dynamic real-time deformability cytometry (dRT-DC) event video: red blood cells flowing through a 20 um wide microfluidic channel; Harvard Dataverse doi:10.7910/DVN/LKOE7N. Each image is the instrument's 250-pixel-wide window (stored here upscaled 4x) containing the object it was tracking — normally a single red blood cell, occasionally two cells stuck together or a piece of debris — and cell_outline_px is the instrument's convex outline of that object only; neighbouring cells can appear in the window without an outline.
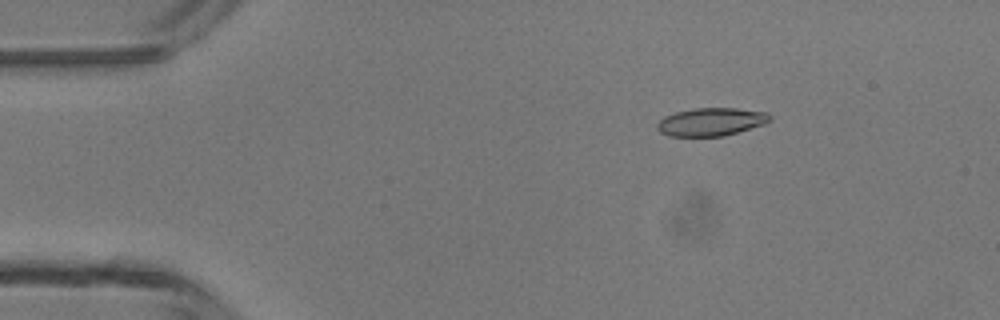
{"species": "common noctule bat (a hibernating species)", "species_latin": "Nyctalus noctula", "temperature_condition": "room temperature", "stored_images_in_passage": 4, "camera_frame_rate_fps": 3000, "um_per_image_px": 0.085, "animal": {"sex": "male", "body_mass_g": 13.3}, "frame": {"image": 1, "passage_image": 1, "time_ms": 0.0, "image_size_px": [1000, 320], "cell_outline_px": [[772, 120], [764, 124], [724, 136], [668, 136], [660, 132], [656, 128], [656, 124], [664, 116], [676, 112], [692, 108], [736, 108], [768, 112], [772, 116]], "centroid_in_image_um": [60.45, 10.35], "position_along_channel_um": 24.6, "area_um2": 18.55}}